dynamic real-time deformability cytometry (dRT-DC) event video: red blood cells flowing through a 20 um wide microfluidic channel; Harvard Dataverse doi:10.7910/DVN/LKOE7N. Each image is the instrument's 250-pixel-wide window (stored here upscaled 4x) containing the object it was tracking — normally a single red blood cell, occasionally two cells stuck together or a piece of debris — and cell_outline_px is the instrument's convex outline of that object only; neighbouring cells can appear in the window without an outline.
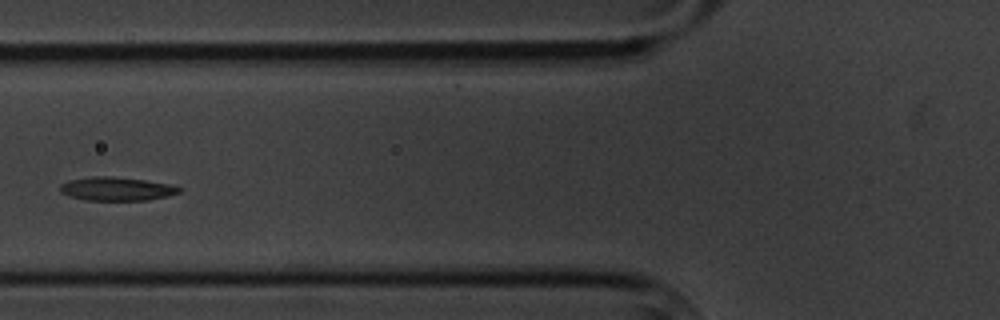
{"species": "common noctule bat (a hibernating species)", "species_latin": "Nyctalus noctula", "temperature_condition": "cold", "stored_images_in_passage": 5, "camera_frame_rate_fps": 3000, "um_per_image_px": 0.085, "animal": {"sex": "male", "body_mass_g": 20.1, "forearm_length_mm": 53.5}, "frame": {"image": 1, "passage_image": 5, "time_ms": 4.667, "image_size_px": [1000, 320], "cell_outline_px": [[184, 188], [180, 192], [168, 196], [148, 200], [84, 200], [68, 196], [60, 192], [60, 184], [68, 180], [92, 176], [112, 176], [144, 180], [172, 184]], "centroid_in_image_um": [9.92, 16.05], "position_along_channel_um": 115.9, "area_um2": 16.59}}